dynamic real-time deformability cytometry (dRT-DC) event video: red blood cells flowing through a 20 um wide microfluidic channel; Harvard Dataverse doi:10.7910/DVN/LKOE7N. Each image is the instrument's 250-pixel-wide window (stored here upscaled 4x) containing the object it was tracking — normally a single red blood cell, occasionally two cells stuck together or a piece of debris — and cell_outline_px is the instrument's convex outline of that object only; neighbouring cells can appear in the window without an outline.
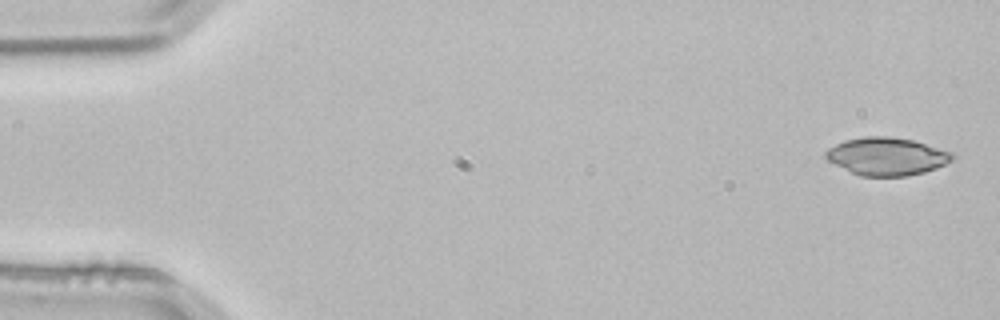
{"species": "common noctule bat (a hibernating species)", "species_latin": "Nyctalus noctula", "temperature_condition": "room temperature", "stored_images_in_passage": 3, "camera_frame_rate_fps": 3000, "um_per_image_px": 0.085, "animal": {"sex": "male", "body_mass_g": 21.5, "forearm_length_mm": 52.0}, "frame": {"image": 1, "passage_image": 1, "time_ms": 0.0, "image_size_px": [1000, 320], "cell_outline_px": [[956, 156], [952, 160], [936, 168], [924, 172], [908, 176], [860, 176], [828, 160], [824, 156], [824, 152], [828, 148], [844, 140], [864, 136], [888, 136], [912, 140], [952, 152]], "centroid_in_image_um": [75.37, 13.29], "position_along_channel_um": 9.6, "area_um2": 27.74}}
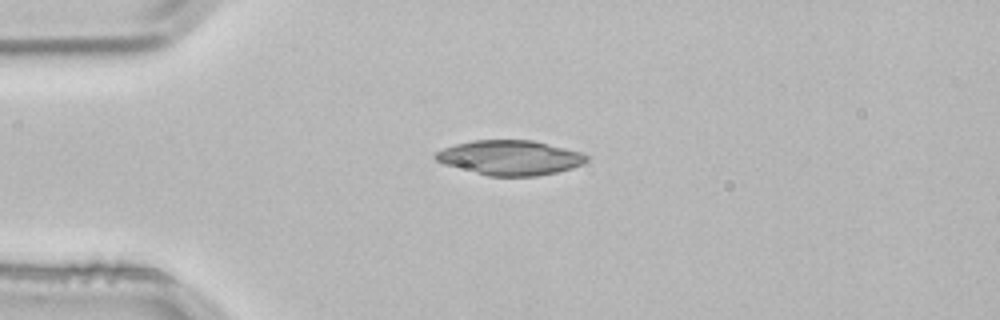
{"frame": {"image": 2, "passage_image": 3, "time_ms": 0.667, "image_size_px": [1000, 320], "cell_outline_px": [[588, 160], [584, 164], [572, 168], [556, 172], [536, 176], [488, 176], [444, 164], [436, 160], [432, 156], [436, 152], [444, 148], [456, 144], [476, 140], [532, 140], [580, 152], [588, 156]], "centroid_in_image_um": [43.35, 13.41], "position_along_channel_um": 41.7, "area_um2": 30.4}}